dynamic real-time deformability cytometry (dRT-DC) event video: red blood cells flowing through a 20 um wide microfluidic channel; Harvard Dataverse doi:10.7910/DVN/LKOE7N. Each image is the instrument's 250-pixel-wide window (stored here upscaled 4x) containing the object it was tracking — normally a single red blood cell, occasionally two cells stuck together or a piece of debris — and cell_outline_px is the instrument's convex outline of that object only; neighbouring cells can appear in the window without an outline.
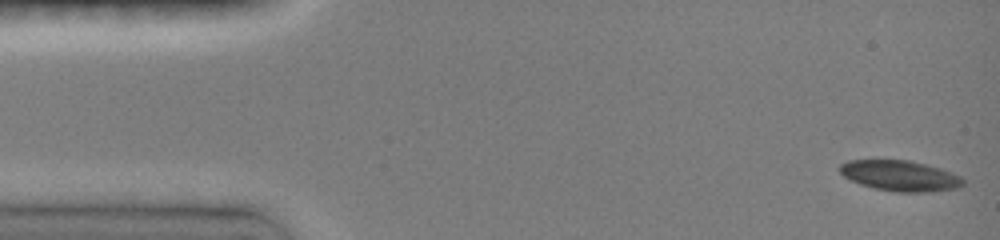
{"species": "common noctule bat (a hibernating species)", "species_latin": "Nyctalus noctula", "temperature_condition": "room temperature", "stored_images_in_passage": 7, "camera_frame_rate_fps": 3000, "um_per_image_px": 0.085, "animal": {"sex": "female", "body_mass_g": 19.0, "forearm_length_mm": 51.5}, "frame": {"image": 1, "passage_image": 1, "time_ms": 0.0, "image_size_px": [1000, 240], "cell_outline_px": [[964, 184], [960, 188], [932, 192], [896, 192], [876, 188], [860, 184], [844, 176], [840, 172], [840, 164], [848, 160], [908, 160], [940, 168], [952, 172], [960, 176], [964, 180]], "centroid_in_image_um": [76.55, 14.94], "position_along_channel_um": 8.4, "area_um2": 21.96}}
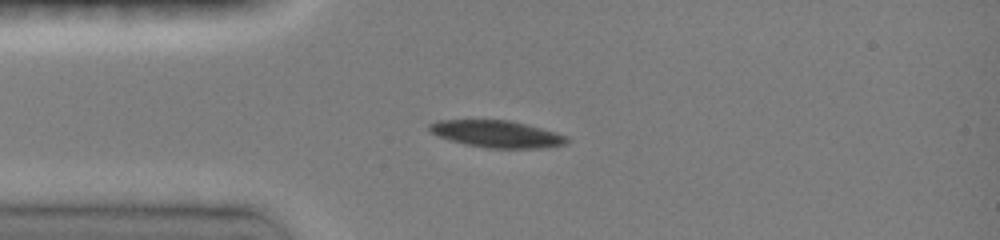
{"frame": {"image": 2, "passage_image": 6, "time_ms": 3.333, "image_size_px": [1000, 240], "cell_outline_px": [[568, 144], [544, 148], [488, 148], [464, 144], [440, 136], [432, 132], [428, 128], [428, 124], [440, 120], [508, 120], [556, 132], [564, 136], [568, 140]], "centroid_in_image_um": [42.24, 11.39], "position_along_channel_um": 42.8, "area_um2": 21.33}}